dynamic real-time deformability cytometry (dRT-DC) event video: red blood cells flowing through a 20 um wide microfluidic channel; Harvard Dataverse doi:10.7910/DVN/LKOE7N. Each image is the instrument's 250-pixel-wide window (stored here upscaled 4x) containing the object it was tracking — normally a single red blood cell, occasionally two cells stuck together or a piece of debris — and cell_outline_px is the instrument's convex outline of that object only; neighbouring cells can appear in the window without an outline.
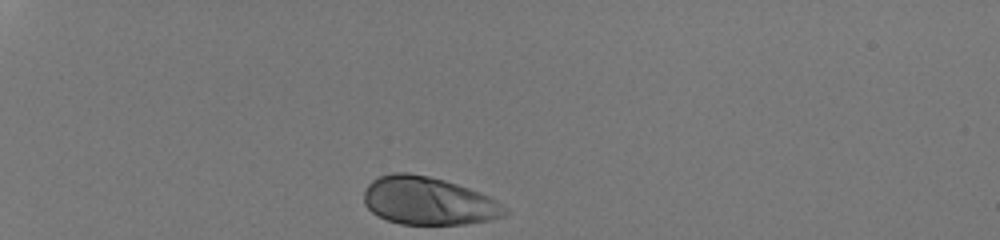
{"species": "human", "species_latin": "Homo sapiens", "temperature_condition": "room temperature", "stored_images_in_passage": 31, "camera_frame_rate_fps": 3000, "um_per_image_px": 0.085, "donor": {"sex": "male"}, "frame": {"image": 1, "passage_image": 1, "time_ms": 0.0, "image_size_px": [1000, 240], "cell_outline_px": [[508, 212], [504, 216], [492, 220], [464, 224], [400, 224], [388, 220], [372, 212], [364, 204], [364, 192], [368, 184], [372, 180], [380, 176], [392, 172], [408, 172], [428, 176], [444, 180], [468, 188], [488, 196], [496, 200], [508, 208]], "centroid_in_image_um": [36.42, 17.08], "position_along_channel_um": 48.6, "area_um2": 39.36}}
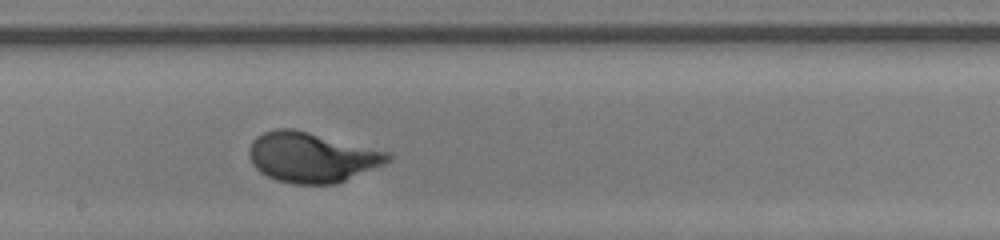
{"frame": {"image": 2, "passage_image": 18, "time_ms": 5.667, "image_size_px": [1000, 240], "cell_outline_px": [[392, 160], [384, 164], [336, 184], [292, 184], [276, 180], [260, 172], [252, 164], [248, 156], [248, 148], [252, 140], [256, 136], [264, 132], [276, 128], [292, 128], [388, 152], [392, 156]], "centroid_in_image_um": [26.45, 13.37], "position_along_channel_um": 221.8, "area_um2": 40.4}}
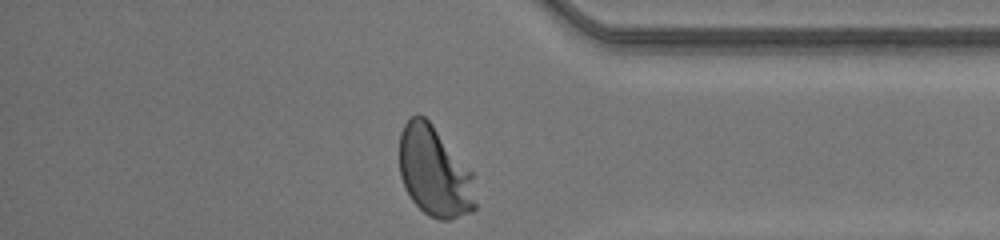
{"frame": {"image": 3, "passage_image": 31, "time_ms": 10.0, "image_size_px": [1000, 240], "cell_outline_px": [[476, 208], [468, 212], [448, 220], [440, 220], [428, 216], [412, 200], [404, 188], [400, 176], [400, 132], [404, 124], [416, 112], [424, 116], [432, 124], [472, 172], [476, 204]], "centroid_in_image_um": [36.9, 14.59], "position_along_channel_um": 398.3, "area_um2": 39.82}, "authors_computed_cell_mechanics": {"area_um2": 38.6104, "velocity_mm_per_s": 4.1975, "shape_relaxation_time_tau1_ms": 2.0801, "shape_relaxation_time_tau2_ms": null, "deformation_change_tau1": 0.1667, "deformation_change_tau2": null}}